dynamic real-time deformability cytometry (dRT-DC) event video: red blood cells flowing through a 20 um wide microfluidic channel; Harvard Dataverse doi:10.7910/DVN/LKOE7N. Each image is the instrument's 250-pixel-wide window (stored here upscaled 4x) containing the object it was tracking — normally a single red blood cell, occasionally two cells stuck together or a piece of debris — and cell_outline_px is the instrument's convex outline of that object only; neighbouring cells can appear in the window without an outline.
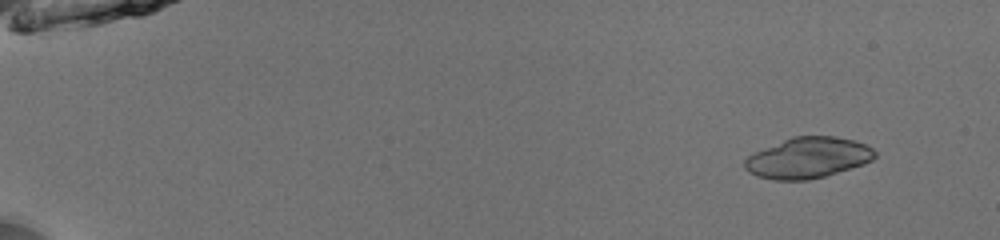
{"species": "common noctule bat (a hibernating species)", "species_latin": "Nyctalus noctula", "temperature_condition": "room temperature", "stored_images_in_passage": 26, "camera_frame_rate_fps": 3000, "um_per_image_px": 0.085, "animal": {"sex": "male", "body_mass_g": 13.0, "forearm_length_mm": 53.1}, "frame": {"image": 1, "passage_image": 4, "time_ms": 1.0, "image_size_px": [1000, 240], "cell_outline_px": [[876, 156], [872, 160], [864, 164], [824, 176], [808, 180], [772, 180], [756, 176], [748, 172], [744, 168], [744, 160], [752, 152], [792, 136], [836, 136], [856, 140], [872, 148], [876, 152]], "centroid_in_image_um": [68.64, 13.41], "position_along_channel_um": 16.4, "area_um2": 31.21}}